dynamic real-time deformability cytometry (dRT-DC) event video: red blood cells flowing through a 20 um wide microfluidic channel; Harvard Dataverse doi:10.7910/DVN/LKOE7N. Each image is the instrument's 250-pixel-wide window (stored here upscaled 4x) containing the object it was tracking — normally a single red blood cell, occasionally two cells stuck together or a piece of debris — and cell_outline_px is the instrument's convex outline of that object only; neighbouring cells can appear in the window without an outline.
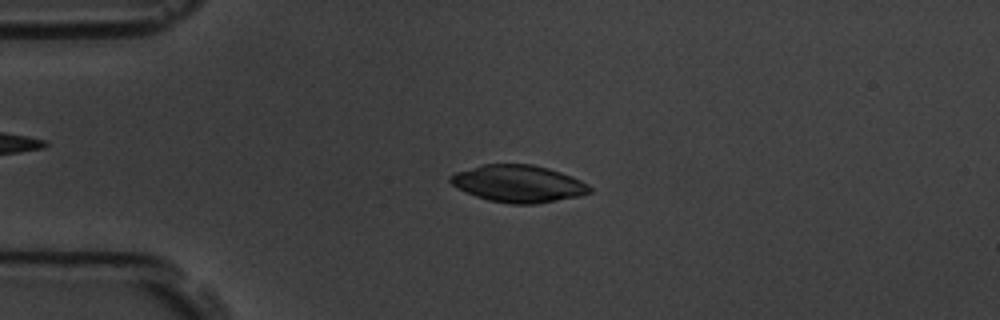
{"species": "common noctule bat (a hibernating species)", "species_latin": "Nyctalus noctula", "temperature_condition": "room temperature", "stored_images_in_passage": 58, "camera_frame_rate_fps": 3000, "um_per_image_px": 0.085, "animal": {"sex": "male", "body_mass_g": 19.5, "forearm_length_mm": 54.6}, "frame": {"image": 1, "passage_image": 14, "time_ms": 4.333, "image_size_px": [1000, 320], "cell_outline_px": [[592, 192], [580, 196], [536, 204], [512, 204], [488, 200], [476, 196], [456, 188], [448, 180], [448, 176], [456, 172], [484, 164], [532, 164], [548, 168], [572, 176], [588, 184], [592, 188]], "centroid_in_image_um": [44.06, 15.61], "position_along_channel_um": 40.9, "area_um2": 30.23}}
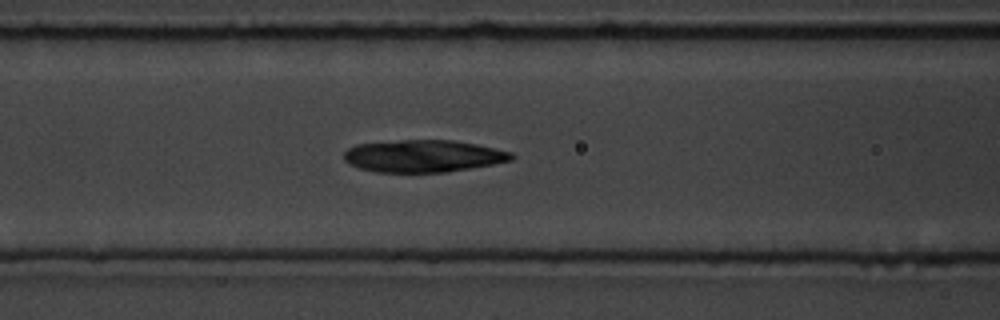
{"frame": {"image": 2, "passage_image": 24, "time_ms": 7.667, "image_size_px": [1000, 320], "cell_outline_px": [[516, 156], [512, 160], [492, 164], [448, 172], [376, 172], [360, 168], [348, 164], [344, 160], [344, 152], [348, 148], [356, 144], [400, 140], [452, 140], [476, 144], [512, 152]], "centroid_in_image_um": [35.96, 13.26], "position_along_channel_um": 130.6, "area_um2": 31.5}}
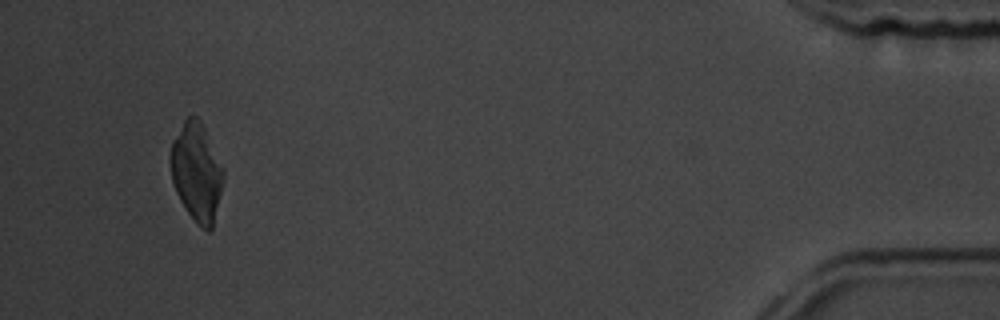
{"frame": {"image": 3, "passage_image": 55, "time_ms": 18.0, "image_size_px": [1000, 320], "cell_outline_px": [[224, 176], [212, 228], [208, 232], [200, 228], [188, 212], [180, 200], [176, 192], [172, 180], [168, 160], [172, 140], [184, 120], [192, 112], [200, 120], [204, 128], [224, 172]], "centroid_in_image_um": [16.67, 14.6], "position_along_channel_um": 418.5, "area_um2": 30.11}}